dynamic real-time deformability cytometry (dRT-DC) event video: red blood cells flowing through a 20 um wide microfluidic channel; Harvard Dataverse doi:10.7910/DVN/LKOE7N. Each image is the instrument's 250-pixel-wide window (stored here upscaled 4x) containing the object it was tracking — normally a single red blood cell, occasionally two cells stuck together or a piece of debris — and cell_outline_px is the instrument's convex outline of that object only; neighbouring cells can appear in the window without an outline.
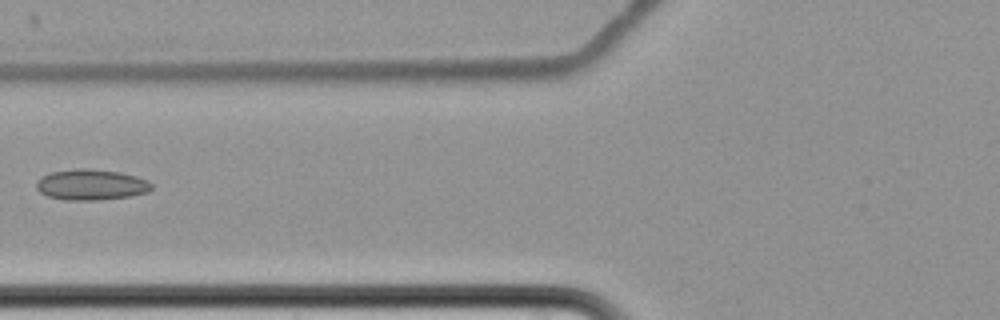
{"species": "common noctule bat (a hibernating species)", "species_latin": "Nyctalus noctula", "temperature_condition": "cold", "stored_images_in_passage": 9, "camera_frame_rate_fps": 3000, "um_per_image_px": 0.085, "animal": {"sex": "female", "body_mass_g": 22.7, "forearm_length_mm": 54.2}, "frame": {"image": 1, "passage_image": 8, "time_ms": 9.333, "image_size_px": [1000, 320], "cell_outline_px": [[152, 188], [148, 192], [132, 196], [96, 200], [64, 200], [48, 196], [40, 192], [36, 188], [36, 180], [52, 172], [76, 168], [88, 168], [120, 172], [136, 176], [148, 180], [152, 184]], "centroid_in_image_um": [7.76, 15.7], "position_along_channel_um": 118.0, "area_um2": 20.75}}
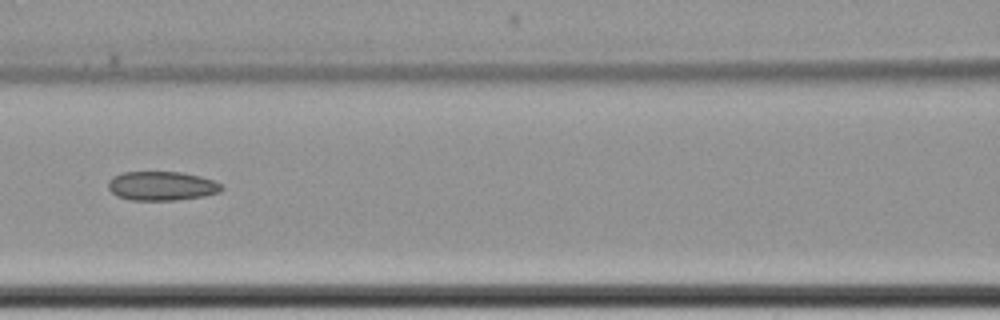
{"frame": {"image": 2, "passage_image": 9, "time_ms": 10.333, "image_size_px": [1000, 320], "cell_outline_px": [[224, 188], [220, 192], [204, 196], [176, 200], [128, 200], [116, 196], [108, 188], [108, 180], [112, 176], [124, 172], [180, 172], [200, 176], [212, 180], [220, 184]], "centroid_in_image_um": [13.72, 15.81], "position_along_channel_um": 152.9, "area_um2": 19.31}}